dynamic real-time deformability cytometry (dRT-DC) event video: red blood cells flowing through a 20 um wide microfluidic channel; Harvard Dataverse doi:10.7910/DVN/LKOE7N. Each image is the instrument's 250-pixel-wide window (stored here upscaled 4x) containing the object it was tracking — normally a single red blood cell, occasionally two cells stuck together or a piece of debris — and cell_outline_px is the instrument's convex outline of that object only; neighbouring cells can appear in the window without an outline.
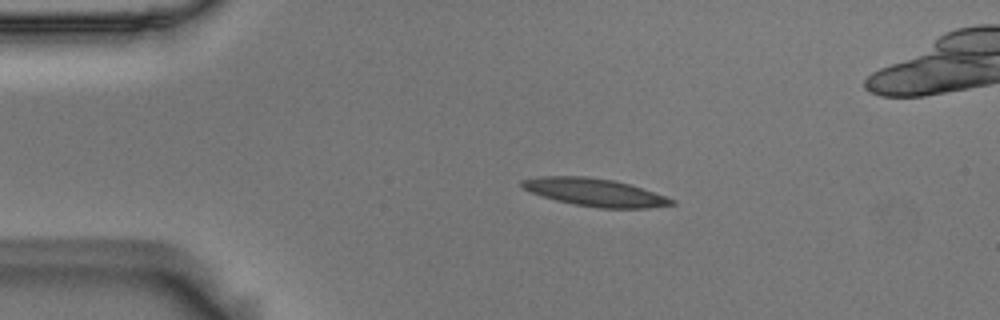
{"species": "Egyptian fruit bat (a non-hibernating species)", "species_latin": "Rousettus aegyptiacus", "temperature_condition": "room temperature", "stored_images_in_passage": 45, "camera_frame_rate_fps": 3000, "um_per_image_px": 0.085, "animal": {"sex": "male"}, "frame": {"image": 1, "passage_image": 1, "time_ms": 0.0, "image_size_px": [1000, 320], "cell_outline_px": [[676, 204], [648, 208], [600, 208], [572, 204], [556, 200], [532, 192], [524, 188], [520, 184], [520, 180], [540, 176], [584, 176], [612, 180], [628, 184], [676, 200]], "centroid_in_image_um": [50.55, 16.35], "position_along_channel_um": 34.5, "area_um2": 23.87}}
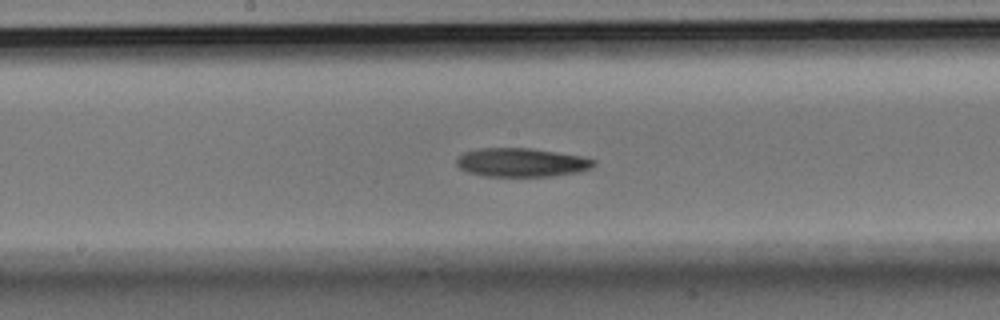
{"frame": {"image": 2, "passage_image": 18, "time_ms": 5.667, "image_size_px": [1000, 320], "cell_outline_px": [[596, 164], [592, 168], [580, 172], [552, 176], [484, 176], [468, 172], [460, 168], [456, 164], [456, 160], [464, 152], [480, 148], [528, 148], [556, 152], [580, 156], [596, 160]], "centroid_in_image_um": [44.35, 13.81], "position_along_channel_um": 203.9, "area_um2": 22.95}}
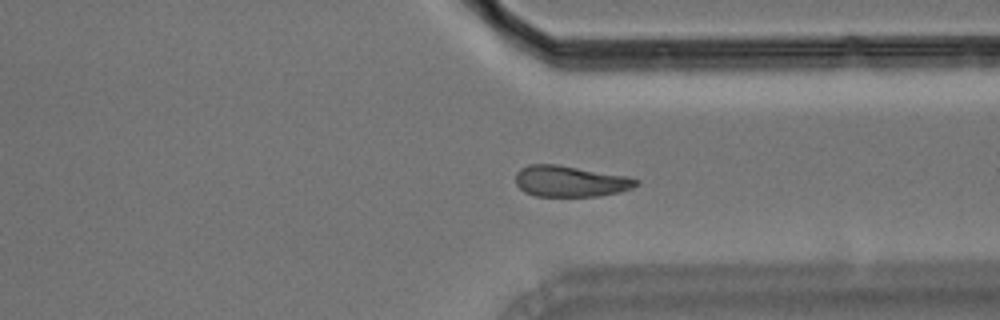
{"frame": {"image": 3, "passage_image": 31, "time_ms": 10.0, "image_size_px": [1000, 320], "cell_outline_px": [[640, 184], [632, 188], [620, 192], [596, 196], [536, 196], [524, 192], [516, 184], [516, 172], [520, 168], [528, 164], [556, 164], [628, 176], [640, 180]], "centroid_in_image_um": [48.48, 15.4], "position_along_channel_um": 362.9, "area_um2": 21.96}}